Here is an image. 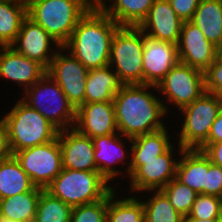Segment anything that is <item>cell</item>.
Instances as JSON below:
<instances>
[{
  "instance_id": "obj_2",
  "label": "cell",
  "mask_w": 222,
  "mask_h": 222,
  "mask_svg": "<svg viewBox=\"0 0 222 222\" xmlns=\"http://www.w3.org/2000/svg\"><path fill=\"white\" fill-rule=\"evenodd\" d=\"M118 27L100 7H92L79 20L63 47L88 70L107 66L111 41Z\"/></svg>"
},
{
  "instance_id": "obj_40",
  "label": "cell",
  "mask_w": 222,
  "mask_h": 222,
  "mask_svg": "<svg viewBox=\"0 0 222 222\" xmlns=\"http://www.w3.org/2000/svg\"><path fill=\"white\" fill-rule=\"evenodd\" d=\"M222 142V110L218 114L216 120L213 122L208 140L205 143H218Z\"/></svg>"
},
{
  "instance_id": "obj_6",
  "label": "cell",
  "mask_w": 222,
  "mask_h": 222,
  "mask_svg": "<svg viewBox=\"0 0 222 222\" xmlns=\"http://www.w3.org/2000/svg\"><path fill=\"white\" fill-rule=\"evenodd\" d=\"M144 33L138 26H119L113 35L109 66L123 85L143 84Z\"/></svg>"
},
{
  "instance_id": "obj_24",
  "label": "cell",
  "mask_w": 222,
  "mask_h": 222,
  "mask_svg": "<svg viewBox=\"0 0 222 222\" xmlns=\"http://www.w3.org/2000/svg\"><path fill=\"white\" fill-rule=\"evenodd\" d=\"M154 2L155 0H105L100 8L119 26H139Z\"/></svg>"
},
{
  "instance_id": "obj_41",
  "label": "cell",
  "mask_w": 222,
  "mask_h": 222,
  "mask_svg": "<svg viewBox=\"0 0 222 222\" xmlns=\"http://www.w3.org/2000/svg\"><path fill=\"white\" fill-rule=\"evenodd\" d=\"M221 220L222 218L201 220V219L192 218L191 216H186L184 217L183 222H220Z\"/></svg>"
},
{
  "instance_id": "obj_22",
  "label": "cell",
  "mask_w": 222,
  "mask_h": 222,
  "mask_svg": "<svg viewBox=\"0 0 222 222\" xmlns=\"http://www.w3.org/2000/svg\"><path fill=\"white\" fill-rule=\"evenodd\" d=\"M210 159L201 150L184 149L179 156L176 179L198 194L205 195L206 172Z\"/></svg>"
},
{
  "instance_id": "obj_31",
  "label": "cell",
  "mask_w": 222,
  "mask_h": 222,
  "mask_svg": "<svg viewBox=\"0 0 222 222\" xmlns=\"http://www.w3.org/2000/svg\"><path fill=\"white\" fill-rule=\"evenodd\" d=\"M72 207L52 196L45 189L41 191L35 222H70Z\"/></svg>"
},
{
  "instance_id": "obj_8",
  "label": "cell",
  "mask_w": 222,
  "mask_h": 222,
  "mask_svg": "<svg viewBox=\"0 0 222 222\" xmlns=\"http://www.w3.org/2000/svg\"><path fill=\"white\" fill-rule=\"evenodd\" d=\"M221 110L222 96L207 92L181 108L180 115L184 119L176 143L183 149L198 150L208 140L211 126Z\"/></svg>"
},
{
  "instance_id": "obj_11",
  "label": "cell",
  "mask_w": 222,
  "mask_h": 222,
  "mask_svg": "<svg viewBox=\"0 0 222 222\" xmlns=\"http://www.w3.org/2000/svg\"><path fill=\"white\" fill-rule=\"evenodd\" d=\"M88 71L75 56L61 46L53 57L47 74L58 83L68 101L77 109L85 104Z\"/></svg>"
},
{
  "instance_id": "obj_26",
  "label": "cell",
  "mask_w": 222,
  "mask_h": 222,
  "mask_svg": "<svg viewBox=\"0 0 222 222\" xmlns=\"http://www.w3.org/2000/svg\"><path fill=\"white\" fill-rule=\"evenodd\" d=\"M42 190L35 186L31 191L0 199V216L16 222H33Z\"/></svg>"
},
{
  "instance_id": "obj_34",
  "label": "cell",
  "mask_w": 222,
  "mask_h": 222,
  "mask_svg": "<svg viewBox=\"0 0 222 222\" xmlns=\"http://www.w3.org/2000/svg\"><path fill=\"white\" fill-rule=\"evenodd\" d=\"M188 216L201 220L222 218V198L198 194Z\"/></svg>"
},
{
  "instance_id": "obj_19",
  "label": "cell",
  "mask_w": 222,
  "mask_h": 222,
  "mask_svg": "<svg viewBox=\"0 0 222 222\" xmlns=\"http://www.w3.org/2000/svg\"><path fill=\"white\" fill-rule=\"evenodd\" d=\"M183 21L168 0H155L146 18L138 26L144 34L173 44H178Z\"/></svg>"
},
{
  "instance_id": "obj_9",
  "label": "cell",
  "mask_w": 222,
  "mask_h": 222,
  "mask_svg": "<svg viewBox=\"0 0 222 222\" xmlns=\"http://www.w3.org/2000/svg\"><path fill=\"white\" fill-rule=\"evenodd\" d=\"M157 90L179 111L206 92L204 72L178 61L157 85Z\"/></svg>"
},
{
  "instance_id": "obj_32",
  "label": "cell",
  "mask_w": 222,
  "mask_h": 222,
  "mask_svg": "<svg viewBox=\"0 0 222 222\" xmlns=\"http://www.w3.org/2000/svg\"><path fill=\"white\" fill-rule=\"evenodd\" d=\"M161 191L166 195L174 209L183 217L189 215L198 193L176 178L169 181Z\"/></svg>"
},
{
  "instance_id": "obj_33",
  "label": "cell",
  "mask_w": 222,
  "mask_h": 222,
  "mask_svg": "<svg viewBox=\"0 0 222 222\" xmlns=\"http://www.w3.org/2000/svg\"><path fill=\"white\" fill-rule=\"evenodd\" d=\"M108 194L101 200L72 207L70 222H106Z\"/></svg>"
},
{
  "instance_id": "obj_7",
  "label": "cell",
  "mask_w": 222,
  "mask_h": 222,
  "mask_svg": "<svg viewBox=\"0 0 222 222\" xmlns=\"http://www.w3.org/2000/svg\"><path fill=\"white\" fill-rule=\"evenodd\" d=\"M22 95L20 99L24 103L37 110L59 130L74 127L76 109L68 101L58 83L47 73Z\"/></svg>"
},
{
  "instance_id": "obj_45",
  "label": "cell",
  "mask_w": 222,
  "mask_h": 222,
  "mask_svg": "<svg viewBox=\"0 0 222 222\" xmlns=\"http://www.w3.org/2000/svg\"><path fill=\"white\" fill-rule=\"evenodd\" d=\"M0 222H16V221H13L11 219H7V218L0 216Z\"/></svg>"
},
{
  "instance_id": "obj_12",
  "label": "cell",
  "mask_w": 222,
  "mask_h": 222,
  "mask_svg": "<svg viewBox=\"0 0 222 222\" xmlns=\"http://www.w3.org/2000/svg\"><path fill=\"white\" fill-rule=\"evenodd\" d=\"M174 146H176L175 143L155 159L142 160V165L129 177L130 189L128 190L131 195L133 192L141 194L149 190H161L169 181L176 178L178 156L184 149L178 144L177 152ZM176 157L178 159H175Z\"/></svg>"
},
{
  "instance_id": "obj_30",
  "label": "cell",
  "mask_w": 222,
  "mask_h": 222,
  "mask_svg": "<svg viewBox=\"0 0 222 222\" xmlns=\"http://www.w3.org/2000/svg\"><path fill=\"white\" fill-rule=\"evenodd\" d=\"M145 193H150L148 199L142 200L145 222H183L184 217L174 209L161 190H149Z\"/></svg>"
},
{
  "instance_id": "obj_35",
  "label": "cell",
  "mask_w": 222,
  "mask_h": 222,
  "mask_svg": "<svg viewBox=\"0 0 222 222\" xmlns=\"http://www.w3.org/2000/svg\"><path fill=\"white\" fill-rule=\"evenodd\" d=\"M204 75L206 92L222 96V63L216 59Z\"/></svg>"
},
{
  "instance_id": "obj_1",
  "label": "cell",
  "mask_w": 222,
  "mask_h": 222,
  "mask_svg": "<svg viewBox=\"0 0 222 222\" xmlns=\"http://www.w3.org/2000/svg\"><path fill=\"white\" fill-rule=\"evenodd\" d=\"M154 93H158L156 86L122 85L113 99L116 125L120 134L134 138L166 127L168 123L162 119L165 116L167 118V113H170L168 103Z\"/></svg>"
},
{
  "instance_id": "obj_38",
  "label": "cell",
  "mask_w": 222,
  "mask_h": 222,
  "mask_svg": "<svg viewBox=\"0 0 222 222\" xmlns=\"http://www.w3.org/2000/svg\"><path fill=\"white\" fill-rule=\"evenodd\" d=\"M198 150L203 151L212 163L222 167V142L204 143Z\"/></svg>"
},
{
  "instance_id": "obj_43",
  "label": "cell",
  "mask_w": 222,
  "mask_h": 222,
  "mask_svg": "<svg viewBox=\"0 0 222 222\" xmlns=\"http://www.w3.org/2000/svg\"><path fill=\"white\" fill-rule=\"evenodd\" d=\"M216 59L222 63V45L216 47Z\"/></svg>"
},
{
  "instance_id": "obj_5",
  "label": "cell",
  "mask_w": 222,
  "mask_h": 222,
  "mask_svg": "<svg viewBox=\"0 0 222 222\" xmlns=\"http://www.w3.org/2000/svg\"><path fill=\"white\" fill-rule=\"evenodd\" d=\"M115 186L119 187L110 185L99 172L63 168L45 190L75 207L103 199Z\"/></svg>"
},
{
  "instance_id": "obj_36",
  "label": "cell",
  "mask_w": 222,
  "mask_h": 222,
  "mask_svg": "<svg viewBox=\"0 0 222 222\" xmlns=\"http://www.w3.org/2000/svg\"><path fill=\"white\" fill-rule=\"evenodd\" d=\"M205 195L222 198V167L211 161L208 172H206Z\"/></svg>"
},
{
  "instance_id": "obj_42",
  "label": "cell",
  "mask_w": 222,
  "mask_h": 222,
  "mask_svg": "<svg viewBox=\"0 0 222 222\" xmlns=\"http://www.w3.org/2000/svg\"><path fill=\"white\" fill-rule=\"evenodd\" d=\"M92 7H100L105 0H86Z\"/></svg>"
},
{
  "instance_id": "obj_15",
  "label": "cell",
  "mask_w": 222,
  "mask_h": 222,
  "mask_svg": "<svg viewBox=\"0 0 222 222\" xmlns=\"http://www.w3.org/2000/svg\"><path fill=\"white\" fill-rule=\"evenodd\" d=\"M177 50L180 62L202 72L216 60V46L191 21L183 22Z\"/></svg>"
},
{
  "instance_id": "obj_23",
  "label": "cell",
  "mask_w": 222,
  "mask_h": 222,
  "mask_svg": "<svg viewBox=\"0 0 222 222\" xmlns=\"http://www.w3.org/2000/svg\"><path fill=\"white\" fill-rule=\"evenodd\" d=\"M122 85L109 65L90 69L86 79L85 104L113 101Z\"/></svg>"
},
{
  "instance_id": "obj_16",
  "label": "cell",
  "mask_w": 222,
  "mask_h": 222,
  "mask_svg": "<svg viewBox=\"0 0 222 222\" xmlns=\"http://www.w3.org/2000/svg\"><path fill=\"white\" fill-rule=\"evenodd\" d=\"M178 61L177 44L160 41L144 34L143 84L157 87Z\"/></svg>"
},
{
  "instance_id": "obj_29",
  "label": "cell",
  "mask_w": 222,
  "mask_h": 222,
  "mask_svg": "<svg viewBox=\"0 0 222 222\" xmlns=\"http://www.w3.org/2000/svg\"><path fill=\"white\" fill-rule=\"evenodd\" d=\"M27 16V6L14 1H0V43L10 46L19 34L23 19Z\"/></svg>"
},
{
  "instance_id": "obj_17",
  "label": "cell",
  "mask_w": 222,
  "mask_h": 222,
  "mask_svg": "<svg viewBox=\"0 0 222 222\" xmlns=\"http://www.w3.org/2000/svg\"><path fill=\"white\" fill-rule=\"evenodd\" d=\"M73 128L91 139L119 133L113 101L87 103L78 107Z\"/></svg>"
},
{
  "instance_id": "obj_10",
  "label": "cell",
  "mask_w": 222,
  "mask_h": 222,
  "mask_svg": "<svg viewBox=\"0 0 222 222\" xmlns=\"http://www.w3.org/2000/svg\"><path fill=\"white\" fill-rule=\"evenodd\" d=\"M32 183L45 189L62 171V152L58 137L53 141L13 154Z\"/></svg>"
},
{
  "instance_id": "obj_37",
  "label": "cell",
  "mask_w": 222,
  "mask_h": 222,
  "mask_svg": "<svg viewBox=\"0 0 222 222\" xmlns=\"http://www.w3.org/2000/svg\"><path fill=\"white\" fill-rule=\"evenodd\" d=\"M178 17L183 21H191L199 6L200 0H168Z\"/></svg>"
},
{
  "instance_id": "obj_39",
  "label": "cell",
  "mask_w": 222,
  "mask_h": 222,
  "mask_svg": "<svg viewBox=\"0 0 222 222\" xmlns=\"http://www.w3.org/2000/svg\"><path fill=\"white\" fill-rule=\"evenodd\" d=\"M13 156L5 122L0 117V161Z\"/></svg>"
},
{
  "instance_id": "obj_44",
  "label": "cell",
  "mask_w": 222,
  "mask_h": 222,
  "mask_svg": "<svg viewBox=\"0 0 222 222\" xmlns=\"http://www.w3.org/2000/svg\"><path fill=\"white\" fill-rule=\"evenodd\" d=\"M9 1H14L20 4H25L27 6L31 0H9Z\"/></svg>"
},
{
  "instance_id": "obj_27",
  "label": "cell",
  "mask_w": 222,
  "mask_h": 222,
  "mask_svg": "<svg viewBox=\"0 0 222 222\" xmlns=\"http://www.w3.org/2000/svg\"><path fill=\"white\" fill-rule=\"evenodd\" d=\"M34 187L14 155L0 161V199L31 191Z\"/></svg>"
},
{
  "instance_id": "obj_3",
  "label": "cell",
  "mask_w": 222,
  "mask_h": 222,
  "mask_svg": "<svg viewBox=\"0 0 222 222\" xmlns=\"http://www.w3.org/2000/svg\"><path fill=\"white\" fill-rule=\"evenodd\" d=\"M91 8L86 0H31L27 16L63 46Z\"/></svg>"
},
{
  "instance_id": "obj_14",
  "label": "cell",
  "mask_w": 222,
  "mask_h": 222,
  "mask_svg": "<svg viewBox=\"0 0 222 222\" xmlns=\"http://www.w3.org/2000/svg\"><path fill=\"white\" fill-rule=\"evenodd\" d=\"M10 46L17 53L38 62L46 70L58 48L61 47L49 33L28 16L23 19L19 34Z\"/></svg>"
},
{
  "instance_id": "obj_28",
  "label": "cell",
  "mask_w": 222,
  "mask_h": 222,
  "mask_svg": "<svg viewBox=\"0 0 222 222\" xmlns=\"http://www.w3.org/2000/svg\"><path fill=\"white\" fill-rule=\"evenodd\" d=\"M115 188L108 193L106 222H145L142 199L134 194L119 199V196L116 195H119L120 192L117 193Z\"/></svg>"
},
{
  "instance_id": "obj_46",
  "label": "cell",
  "mask_w": 222,
  "mask_h": 222,
  "mask_svg": "<svg viewBox=\"0 0 222 222\" xmlns=\"http://www.w3.org/2000/svg\"><path fill=\"white\" fill-rule=\"evenodd\" d=\"M4 46L0 43V51H1V49L3 48Z\"/></svg>"
},
{
  "instance_id": "obj_13",
  "label": "cell",
  "mask_w": 222,
  "mask_h": 222,
  "mask_svg": "<svg viewBox=\"0 0 222 222\" xmlns=\"http://www.w3.org/2000/svg\"><path fill=\"white\" fill-rule=\"evenodd\" d=\"M123 137V138H122ZM126 138V139H125ZM128 143L130 138L123 136L120 133L110 134L106 136H98L93 138L94 143V160L98 169V172L112 185L111 181L116 180L115 178L125 174L127 175L126 178L129 177V170L131 167V147L129 144L127 145L128 148L125 146V141ZM128 152H127V151ZM128 157V158H127ZM126 159V161H125ZM129 159V160H127ZM128 161V162H127ZM122 163V164H121ZM123 163H127L125 168H118V164L123 166ZM117 167H116V166ZM118 168V169H116ZM124 169V171H123ZM123 171V173H122Z\"/></svg>"
},
{
  "instance_id": "obj_18",
  "label": "cell",
  "mask_w": 222,
  "mask_h": 222,
  "mask_svg": "<svg viewBox=\"0 0 222 222\" xmlns=\"http://www.w3.org/2000/svg\"><path fill=\"white\" fill-rule=\"evenodd\" d=\"M58 141L62 152L63 168L98 172L94 160V143L75 128L59 130Z\"/></svg>"
},
{
  "instance_id": "obj_20",
  "label": "cell",
  "mask_w": 222,
  "mask_h": 222,
  "mask_svg": "<svg viewBox=\"0 0 222 222\" xmlns=\"http://www.w3.org/2000/svg\"><path fill=\"white\" fill-rule=\"evenodd\" d=\"M47 70L38 62L17 53L11 46L0 51V79H8L20 87L22 92L38 82Z\"/></svg>"
},
{
  "instance_id": "obj_21",
  "label": "cell",
  "mask_w": 222,
  "mask_h": 222,
  "mask_svg": "<svg viewBox=\"0 0 222 222\" xmlns=\"http://www.w3.org/2000/svg\"><path fill=\"white\" fill-rule=\"evenodd\" d=\"M168 126L143 135L130 138L131 167L129 177L142 165V160H151L165 153L173 144ZM169 133V134H168Z\"/></svg>"
},
{
  "instance_id": "obj_4",
  "label": "cell",
  "mask_w": 222,
  "mask_h": 222,
  "mask_svg": "<svg viewBox=\"0 0 222 222\" xmlns=\"http://www.w3.org/2000/svg\"><path fill=\"white\" fill-rule=\"evenodd\" d=\"M4 114L2 120L7 127L13 154L26 148L49 143L58 137L59 129L20 98L10 111Z\"/></svg>"
},
{
  "instance_id": "obj_25",
  "label": "cell",
  "mask_w": 222,
  "mask_h": 222,
  "mask_svg": "<svg viewBox=\"0 0 222 222\" xmlns=\"http://www.w3.org/2000/svg\"><path fill=\"white\" fill-rule=\"evenodd\" d=\"M216 47L222 44V0H200L191 20Z\"/></svg>"
}]
</instances>
